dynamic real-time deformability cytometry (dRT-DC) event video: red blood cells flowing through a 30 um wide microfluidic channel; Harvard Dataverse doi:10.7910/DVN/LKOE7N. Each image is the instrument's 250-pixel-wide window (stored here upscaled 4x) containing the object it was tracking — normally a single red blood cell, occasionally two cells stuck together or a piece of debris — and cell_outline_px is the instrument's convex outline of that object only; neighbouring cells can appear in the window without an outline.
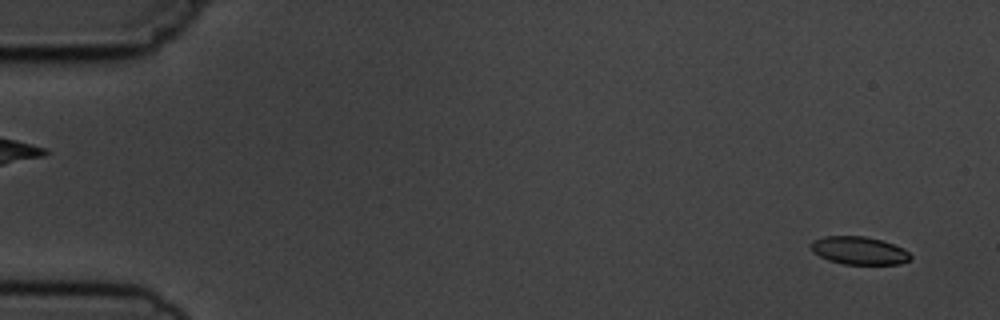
{"species": "common noctule bat (a hibernating species)", "species_latin": "Nyctalus noctula", "temperature_condition": "cold", "stored_images_in_passage": 2, "segment_of_instrument_passage": [2, 2], "camera_frame_rate_fps": 3000, "um_per_image_px": 0.085, "animal": {"sex": "male", "body_mass_g": 19.5, "forearm_length_mm": 54.6}, "frame": {"image": 1, "passage_image": 2, "time_ms": 1.333, "image_size_px": [1000, 320], "cell_outline_px": [[912, 256], [908, 260], [900, 264], [844, 264], [828, 260], [812, 252], [812, 240], [824, 236], [864, 236], [880, 240], [904, 248]], "centroid_in_image_um": [73.01, 21.3], "position_along_channel_um": 12.0, "area_um2": 16.07}}